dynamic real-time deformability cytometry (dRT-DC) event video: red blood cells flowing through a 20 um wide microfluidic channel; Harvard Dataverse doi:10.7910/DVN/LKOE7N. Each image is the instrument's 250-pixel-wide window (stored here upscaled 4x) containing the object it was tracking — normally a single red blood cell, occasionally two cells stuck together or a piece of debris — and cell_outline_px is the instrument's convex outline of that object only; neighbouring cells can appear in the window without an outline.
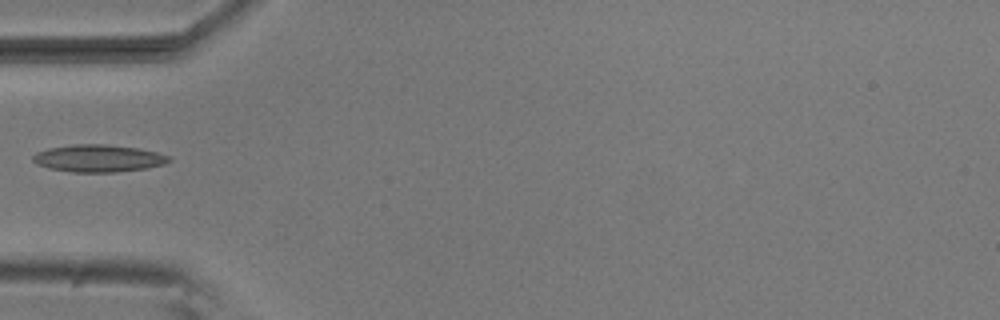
{"species": "common noctule bat (a hibernating species)", "species_latin": "Nyctalus noctula", "temperature_condition": "room temperature", "stored_images_in_passage": 25, "camera_frame_rate_fps": 3000, "um_per_image_px": 0.085, "animal": {"sex": "male", "body_mass_g": 20.5, "forearm_length_mm": 52.5}, "frame": {"image": 1, "passage_image": 1, "time_ms": 0.0, "image_size_px": [1000, 320], "cell_outline_px": [[172, 160], [164, 164], [148, 168], [116, 172], [72, 172], [48, 168], [36, 164], [32, 160], [32, 156], [36, 152], [48, 148], [76, 144], [104, 144], [136, 148], [156, 152], [168, 156]], "centroid_in_image_um": [8.33, 13.46], "position_along_channel_um": 76.7, "area_um2": 21.62}}
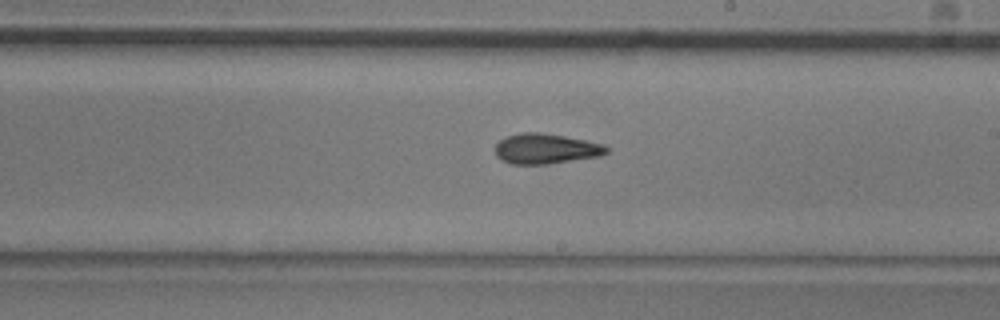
{"frame": {"image": 2, "passage_image": 14, "time_ms": 4.333, "image_size_px": [1000, 320], "cell_outline_px": [[608, 152], [600, 156], [548, 164], [512, 164], [500, 160], [496, 156], [496, 144], [500, 140], [508, 136], [520, 132], [540, 132], [564, 136], [604, 144], [608, 148]], "centroid_in_image_um": [46.38, 12.64], "position_along_channel_um": 242.6, "area_um2": 19.59}}
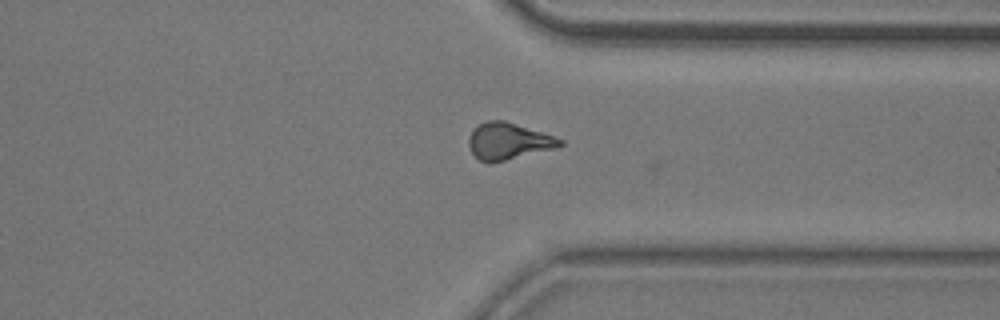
{"frame": {"image": 3, "passage_image": 24, "time_ms": 7.667, "image_size_px": [1000, 320], "cell_outline_px": [[564, 144], [556, 148], [488, 164], [480, 160], [472, 152], [468, 144], [468, 140], [472, 132], [480, 124], [488, 120], [504, 120], [564, 140]], "centroid_in_image_um": [43.2, 12.01], "position_along_channel_um": 368.2, "area_um2": 19.13}}